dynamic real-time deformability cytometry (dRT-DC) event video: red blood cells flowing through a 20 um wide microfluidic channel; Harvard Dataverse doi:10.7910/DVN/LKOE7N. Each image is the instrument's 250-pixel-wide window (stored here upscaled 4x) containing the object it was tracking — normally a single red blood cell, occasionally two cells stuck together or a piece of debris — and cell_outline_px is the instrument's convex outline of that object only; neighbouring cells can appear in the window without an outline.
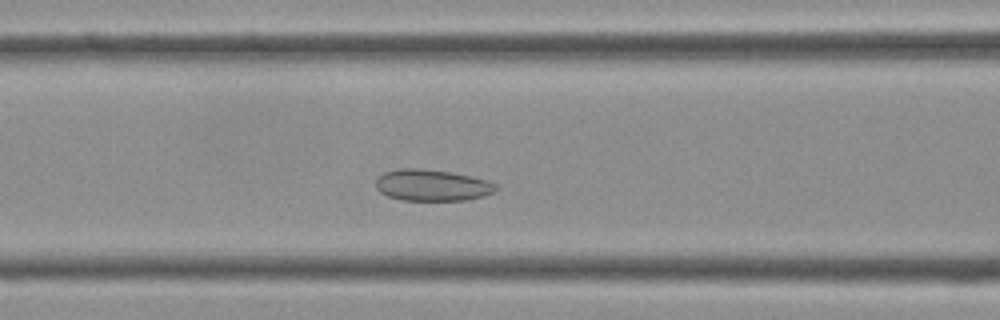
{"species": "Egyptian fruit bat (a non-hibernating species)", "species_latin": "Rousettus aegyptiacus", "temperature_condition": "cold", "stored_images_in_passage": 38, "segment_of_instrument_passage": [1, 2], "camera_frame_rate_fps": 3000, "um_per_image_px": 0.085, "frame": {"image": 1, "passage_image": 12, "time_ms": 3.667, "image_size_px": [1000, 320], "cell_outline_px": [[496, 188], [492, 192], [484, 196], [468, 200], [404, 200], [388, 196], [380, 192], [376, 188], [376, 180], [384, 172], [400, 168], [416, 168], [452, 172], [472, 176], [488, 180], [496, 184]], "centroid_in_image_um": [36.73, 15.74], "position_along_channel_um": 129.9, "area_um2": 21.96}}
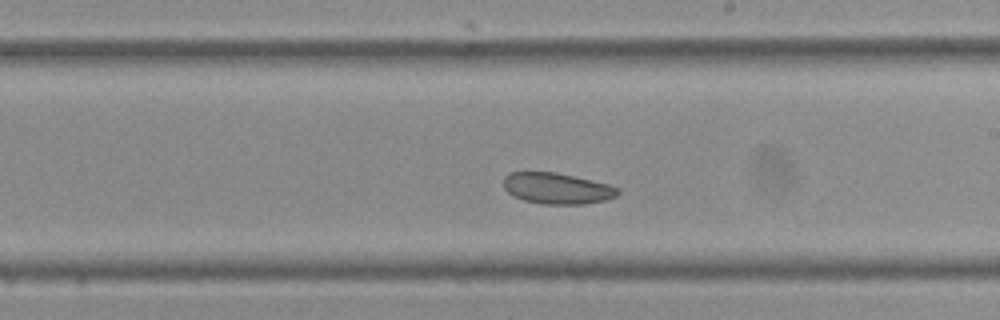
{"frame": {"image": 2, "passage_image": 19, "time_ms": 6.0, "image_size_px": [1000, 320], "cell_outline_px": [[620, 192], [616, 196], [604, 200], [584, 204], [544, 204], [524, 200], [512, 196], [504, 188], [504, 176], [508, 172], [556, 172], [608, 184], [620, 188]], "centroid_in_image_um": [47.33, 16.01], "position_along_channel_um": 241.7, "area_um2": 20.69}}
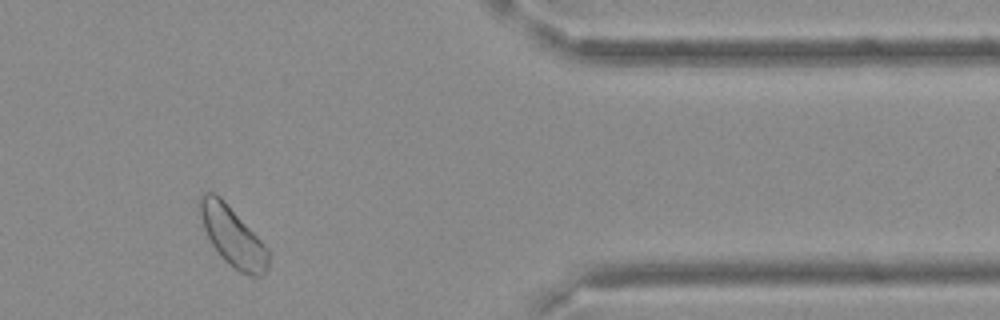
{"frame": {"image": 3, "passage_image": 30, "time_ms": 9.667, "image_size_px": [1000, 320], "cell_outline_px": [[268, 268], [260, 276], [252, 276], [240, 272], [228, 264], [220, 256], [212, 244], [204, 228], [196, 204], [200, 196], [204, 192], [212, 192], [220, 196], [224, 200], [268, 248]], "centroid_in_image_um": [19.74, 20.07], "position_along_channel_um": 391.7, "area_um2": 23.64}}